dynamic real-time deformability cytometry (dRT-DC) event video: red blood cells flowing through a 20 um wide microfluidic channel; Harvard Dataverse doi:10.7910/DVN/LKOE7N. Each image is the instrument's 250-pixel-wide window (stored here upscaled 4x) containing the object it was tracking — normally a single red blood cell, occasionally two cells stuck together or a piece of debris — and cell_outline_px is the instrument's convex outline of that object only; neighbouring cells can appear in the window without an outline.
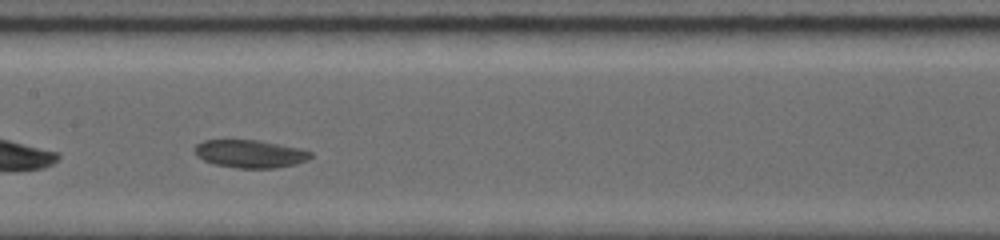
{"species": "common noctule bat (a hibernating species)", "species_latin": "Nyctalus noctula", "temperature_condition": "room temperature", "stored_images_in_passage": 7, "camera_frame_rate_fps": 5000, "um_per_image_px": 0.085, "animal": {"sex": "female", "body_mass_g": 19.0, "forearm_length_mm": 56.7}, "frame": {"image": 1, "passage_image": 6, "time_ms": 3.4, "image_size_px": [1000, 240], "cell_outline_px": [[312, 156], [308, 160], [296, 164], [276, 168], [236, 168], [216, 164], [204, 160], [196, 156], [196, 144], [204, 140], [256, 140], [296, 148], [312, 152]], "centroid_in_image_um": [21.25, 13.08], "position_along_channel_um": 186.1, "area_um2": 18.55}}